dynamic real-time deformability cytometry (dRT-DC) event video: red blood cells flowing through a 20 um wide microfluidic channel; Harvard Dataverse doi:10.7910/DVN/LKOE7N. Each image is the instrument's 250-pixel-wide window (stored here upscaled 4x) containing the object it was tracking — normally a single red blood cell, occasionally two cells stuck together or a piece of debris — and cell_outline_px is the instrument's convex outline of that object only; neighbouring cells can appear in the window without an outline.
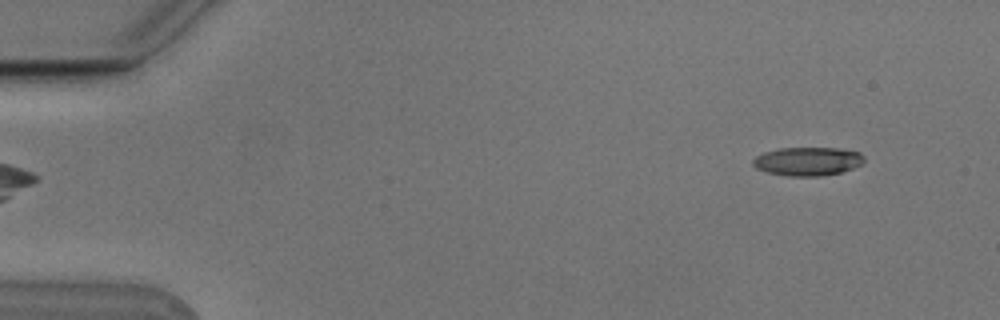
{"species": "Egyptian fruit bat (a non-hibernating species)", "species_latin": "Rousettus aegyptiacus", "temperature_condition": "cold", "stored_images_in_passage": 4, "camera_frame_rate_fps": 3000, "um_per_image_px": 0.085, "animal": {"sex": "male"}, "frame": {"image": 1, "passage_image": 1, "time_ms": 0.0, "image_size_px": [1000, 320], "cell_outline_px": [[864, 160], [860, 164], [852, 168], [840, 172], [820, 176], [788, 176], [768, 172], [756, 168], [752, 164], [752, 160], [756, 156], [764, 152], [780, 148], [840, 148], [860, 152], [864, 156]], "centroid_in_image_um": [68.64, 13.7], "position_along_channel_um": 16.4, "area_um2": 18.44}}
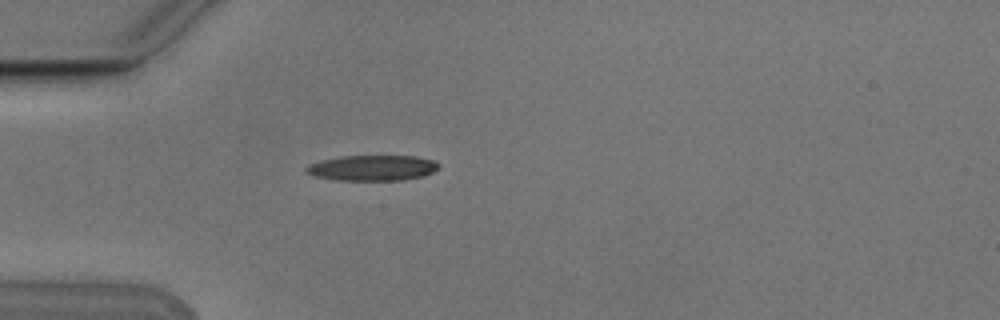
{"frame": {"image": 2, "passage_image": 4, "time_ms": 1.0, "image_size_px": [1000, 320], "cell_outline_px": [[440, 168], [424, 176], [400, 180], [340, 180], [312, 176], [304, 172], [304, 168], [308, 164], [320, 160], [340, 156], [416, 156], [436, 160], [440, 164]], "centroid_in_image_um": [31.64, 14.26], "position_along_channel_um": 53.4, "area_um2": 20.0}}